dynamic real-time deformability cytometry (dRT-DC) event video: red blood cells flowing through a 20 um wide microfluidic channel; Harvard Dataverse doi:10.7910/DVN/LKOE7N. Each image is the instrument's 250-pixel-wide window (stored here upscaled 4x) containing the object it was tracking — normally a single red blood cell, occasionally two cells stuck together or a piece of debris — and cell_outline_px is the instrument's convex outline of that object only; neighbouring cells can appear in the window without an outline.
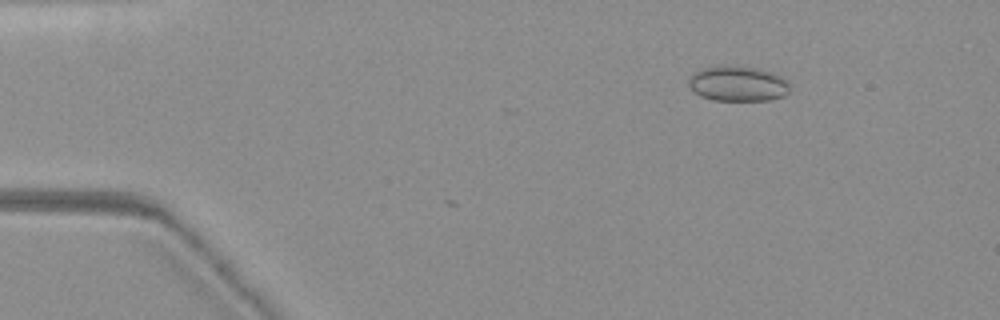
{"species": "common noctule bat (a hibernating species)", "species_latin": "Nyctalus noctula", "temperature_condition": "warm", "stored_images_in_passage": 11, "camera_frame_rate_fps": 3000, "um_per_image_px": 0.085, "animal": {"sex": "female", "body_mass_g": 19.3, "forearm_length_mm": 54.1}, "frame": {"image": 1, "passage_image": 11, "time_ms": 3.333, "image_size_px": [1000, 320], "cell_outline_px": [[788, 92], [784, 96], [772, 100], [712, 100], [700, 96], [692, 92], [688, 88], [688, 76], [692, 72], [700, 68], [724, 64], [756, 68], [772, 72], [788, 80]], "centroid_in_image_um": [62.64, 7.1], "position_along_channel_um": 22.4, "area_um2": 21.33}}